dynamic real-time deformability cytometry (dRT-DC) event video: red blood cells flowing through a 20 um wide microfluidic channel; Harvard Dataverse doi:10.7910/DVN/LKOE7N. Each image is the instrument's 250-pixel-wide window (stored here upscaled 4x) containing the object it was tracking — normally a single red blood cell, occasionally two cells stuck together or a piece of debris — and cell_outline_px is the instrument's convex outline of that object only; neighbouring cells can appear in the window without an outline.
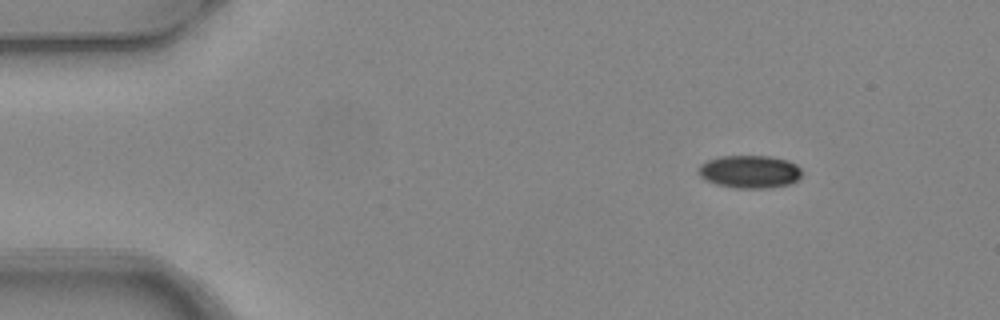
{"species": "common noctule bat (a hibernating species)", "species_latin": "Nyctalus noctula", "temperature_condition": "warm", "stored_images_in_passage": 4, "camera_frame_rate_fps": 3000, "um_per_image_px": 0.085, "animal": {"sex": "female", "body_mass_g": 24.6, "forearm_length_mm": 56.2}, "frame": {"image": 1, "passage_image": 1, "time_ms": 0.0, "image_size_px": [1000, 320], "cell_outline_px": [[800, 176], [796, 180], [788, 184], [768, 188], [736, 188], [716, 184], [704, 180], [700, 176], [700, 164], [708, 160], [720, 156], [768, 156], [788, 160], [796, 164], [800, 168]], "centroid_in_image_um": [63.71, 14.59], "position_along_channel_um": 21.3, "area_um2": 19.65}}
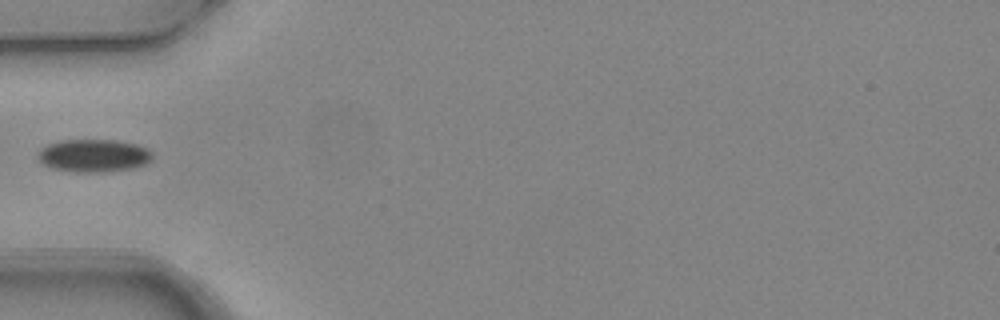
{"frame": {"image": 2, "passage_image": 4, "time_ms": 1.0, "image_size_px": [1000, 320], "cell_outline_px": [[152, 160], [144, 164], [132, 168], [104, 172], [76, 172], [52, 168], [44, 164], [40, 160], [40, 152], [48, 144], [60, 140], [116, 140], [136, 144], [148, 148], [152, 152]], "centroid_in_image_um": [8.02, 13.22], "position_along_channel_um": 77.0, "area_um2": 21.68}}